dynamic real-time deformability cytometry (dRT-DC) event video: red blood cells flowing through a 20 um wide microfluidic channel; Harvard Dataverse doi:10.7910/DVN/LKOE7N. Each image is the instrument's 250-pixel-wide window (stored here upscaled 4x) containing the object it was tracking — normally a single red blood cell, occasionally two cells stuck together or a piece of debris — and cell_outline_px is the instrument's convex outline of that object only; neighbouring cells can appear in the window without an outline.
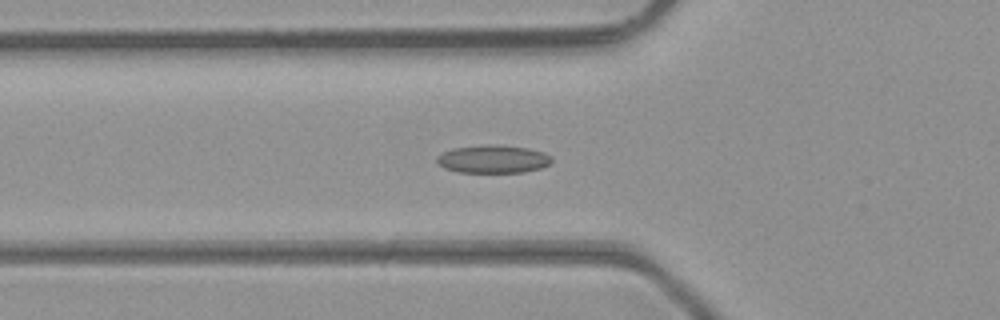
{"species": "common noctule bat (a hibernating species)", "species_latin": "Nyctalus noctula", "temperature_condition": "room temperature", "stored_images_in_passage": 36, "camera_frame_rate_fps": 3000, "um_per_image_px": 0.085, "animal": {"sex": "male", "body_mass_g": 23.1, "forearm_length_mm": 52.7}, "frame": {"image": 1, "passage_image": 9, "time_ms": 2.667, "image_size_px": [1000, 320], "cell_outline_px": [[552, 164], [540, 168], [524, 172], [456, 172], [444, 168], [436, 160], [436, 156], [452, 148], [528, 148], [544, 152], [552, 156]], "centroid_in_image_um": [41.95, 13.59], "position_along_channel_um": 83.9, "area_um2": 17.69}}
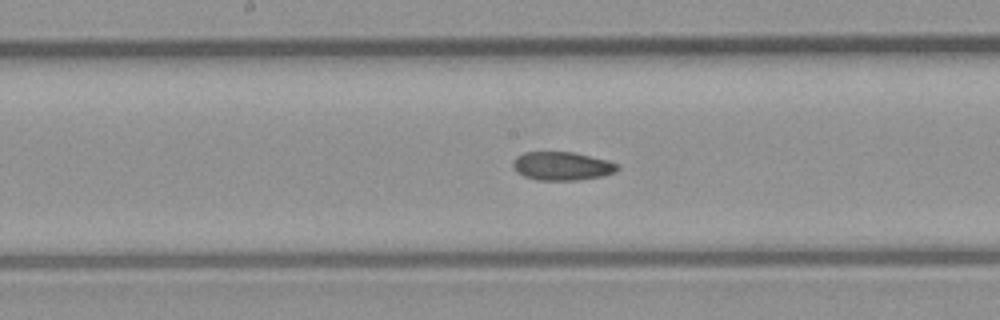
{"frame": {"image": 2, "passage_image": 17, "time_ms": 5.333, "image_size_px": [1000, 320], "cell_outline_px": [[620, 168], [616, 172], [600, 176], [576, 180], [536, 180], [524, 176], [516, 172], [512, 168], [512, 160], [516, 156], [524, 152], [572, 152], [608, 160], [616, 164]], "centroid_in_image_um": [47.72, 14.11], "position_along_channel_um": 200.5, "area_um2": 17.4}}
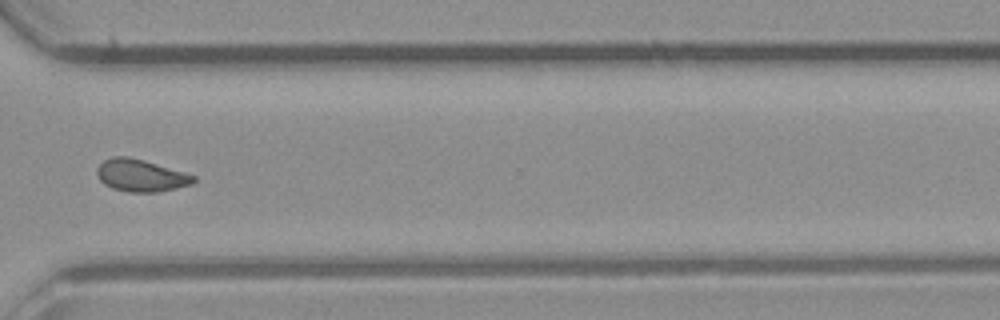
{"frame": {"image": 3, "passage_image": 28, "time_ms": 9.0, "image_size_px": [1000, 320], "cell_outline_px": [[196, 180], [192, 184], [176, 188], [156, 192], [128, 192], [112, 188], [104, 184], [100, 180], [96, 172], [96, 168], [104, 160], [112, 156], [128, 156], [144, 160], [184, 172], [196, 176]], "centroid_in_image_um": [11.95, 14.91], "position_along_channel_um": 358.6, "area_um2": 18.15}, "authors_computed_cell_mechanics": {"area_um2": 18.1203, "velocity_mm_per_s": 4.3305, "shape_relaxation_time_tau1_ms": 3.9001, "shape_relaxation_time_tau2_ms": 2.6468, "deformation_change_tau1": 0.1247, "deformation_change_tau2": 0.0809}}